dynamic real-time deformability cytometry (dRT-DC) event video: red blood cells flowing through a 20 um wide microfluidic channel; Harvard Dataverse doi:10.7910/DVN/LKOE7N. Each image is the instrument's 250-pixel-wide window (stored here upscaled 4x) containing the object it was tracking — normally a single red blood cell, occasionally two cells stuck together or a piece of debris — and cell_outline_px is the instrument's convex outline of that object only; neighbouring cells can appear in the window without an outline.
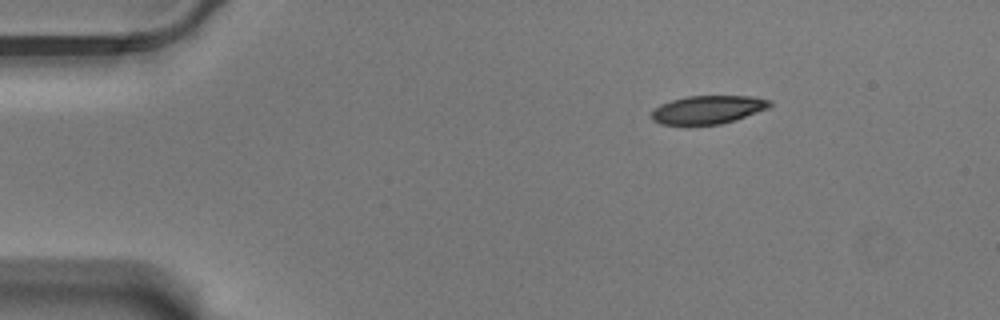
{"species": "Egyptian fruit bat (a non-hibernating species)", "species_latin": "Rousettus aegyptiacus", "temperature_condition": "warm", "stored_images_in_passage": 50, "camera_frame_rate_fps": 3000, "um_per_image_px": 0.085, "animal": {"sex": "male"}, "frame": {"image": 1, "passage_image": 1, "time_ms": 0.0, "image_size_px": [1000, 320], "cell_outline_px": [[772, 104], [768, 108], [720, 124], [660, 124], [652, 120], [652, 112], [660, 104], [672, 100], [688, 96], [756, 96], [772, 100]], "centroid_in_image_um": [60.18, 9.3], "position_along_channel_um": 24.8, "area_um2": 19.19}}
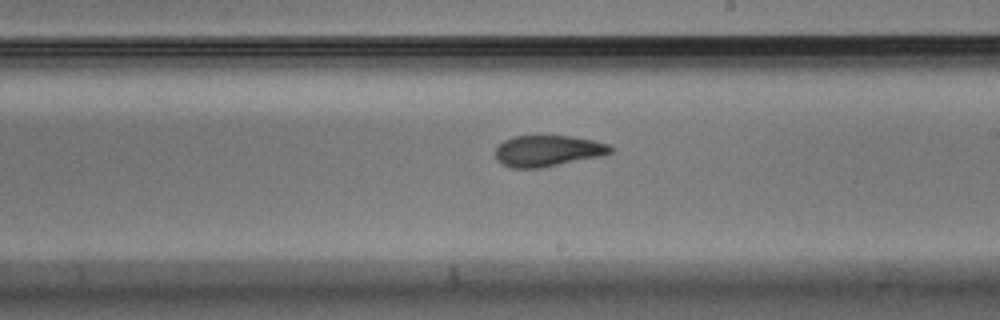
{"frame": {"image": 2, "passage_image": 26, "time_ms": 8.333, "image_size_px": [1000, 320], "cell_outline_px": [[612, 152], [600, 156], [540, 168], [512, 168], [500, 164], [496, 160], [496, 148], [504, 140], [512, 136], [568, 136], [592, 140], [608, 144], [612, 148]], "centroid_in_image_um": [46.51, 12.83], "position_along_channel_um": 242.5, "area_um2": 20.75}}
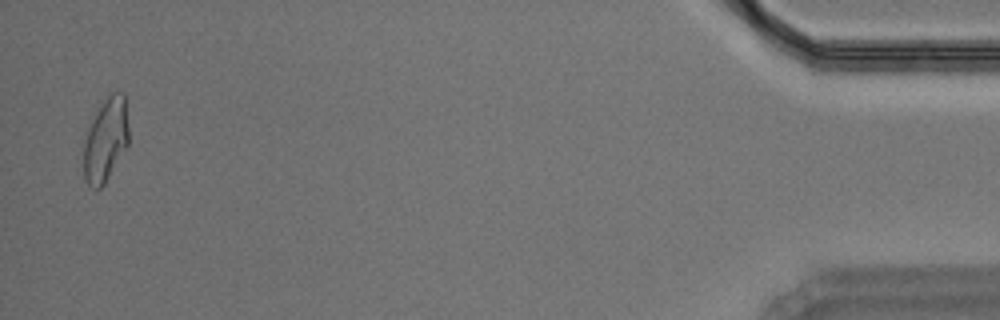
{"frame": {"image": 3, "passage_image": 49, "time_ms": 16.0, "image_size_px": [1000, 320], "cell_outline_px": [[128, 144], [104, 184], [100, 188], [96, 188], [88, 184], [84, 180], [84, 140], [88, 128], [92, 120], [104, 100], [112, 92], [124, 92], [128, 124]], "centroid_in_image_um": [8.99, 11.88], "position_along_channel_um": 426.2, "area_um2": 21.62}, "authors_computed_cell_mechanics": {"area_um2": 21.4727, "velocity_mm_per_s": 3.5016, "shape_relaxation_time_tau1_ms": 5.899, "shape_relaxation_time_tau2_ms": 2.1641, "deformation_change_tau1": 0.1737, "deformation_change_tau2": 0.0877}}